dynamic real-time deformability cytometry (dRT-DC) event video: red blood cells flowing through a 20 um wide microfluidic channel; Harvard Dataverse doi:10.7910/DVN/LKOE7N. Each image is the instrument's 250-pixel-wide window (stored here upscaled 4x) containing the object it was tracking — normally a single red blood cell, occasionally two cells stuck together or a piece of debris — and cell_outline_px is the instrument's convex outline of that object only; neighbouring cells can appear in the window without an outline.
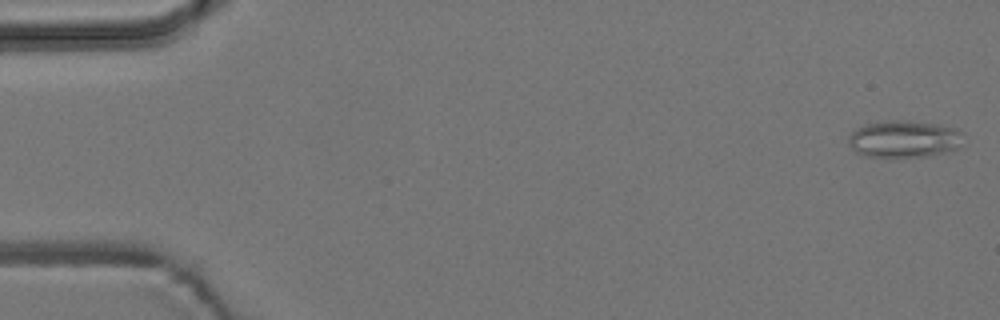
{"species": "common noctule bat (a hibernating species)", "species_latin": "Nyctalus noctula", "temperature_condition": "room temperature", "stored_images_in_passage": 49, "camera_frame_rate_fps": 3000, "um_per_image_px": 0.085, "animal": {"sex": "male", "body_mass_g": 19.2, "forearm_length_mm": 51.8}, "frame": {"image": 1, "passage_image": 1, "time_ms": 0.0, "image_size_px": [1000, 320], "cell_outline_px": [[964, 132], [956, 148], [948, 152], [928, 156], [888, 160], [868, 156], [856, 152], [848, 144], [848, 136], [856, 128], [864, 124], [888, 120], [904, 120], [940, 124], [956, 128]], "centroid_in_image_um": [76.81, 11.84], "position_along_channel_um": 8.2, "area_um2": 25.66}}
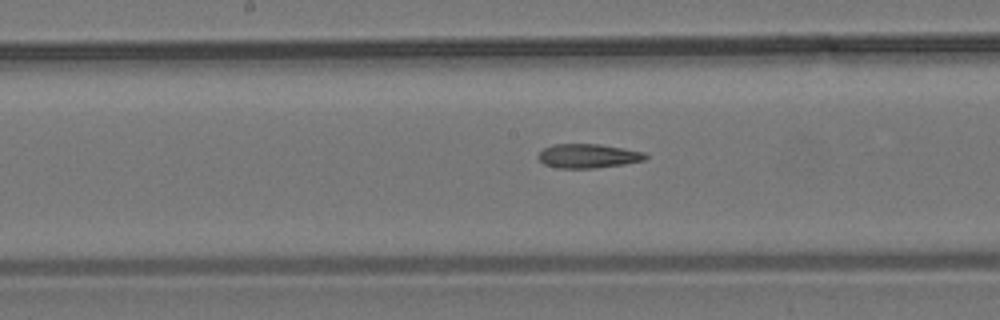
{"frame": {"image": 2, "passage_image": 27, "time_ms": 8.667, "image_size_px": [1000, 320], "cell_outline_px": [[648, 156], [644, 160], [624, 164], [596, 168], [556, 168], [544, 164], [536, 156], [544, 148], [552, 144], [600, 144], [624, 148], [644, 152]], "centroid_in_image_um": [49.97, 13.25], "position_along_channel_um": 198.2, "area_um2": 15.14}}
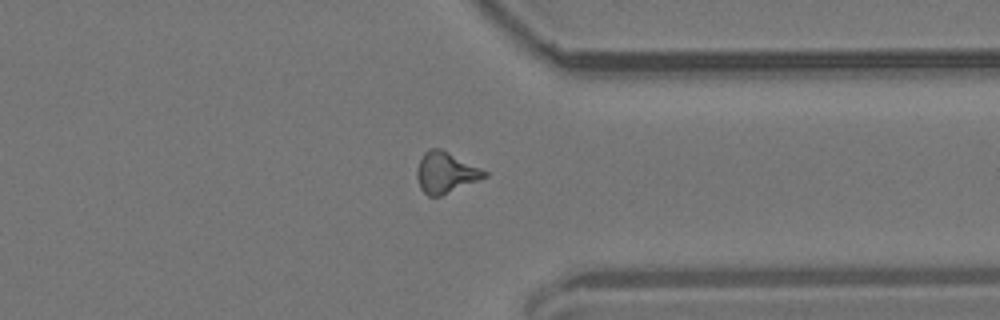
{"frame": {"image": 3, "passage_image": 41, "time_ms": 13.333, "image_size_px": [1000, 320], "cell_outline_px": [[488, 176], [440, 196], [428, 196], [420, 188], [416, 176], [416, 172], [420, 160], [424, 152], [428, 148], [440, 148], [488, 172]], "centroid_in_image_um": [37.86, 14.66], "position_along_channel_um": 373.5, "area_um2": 15.9}}